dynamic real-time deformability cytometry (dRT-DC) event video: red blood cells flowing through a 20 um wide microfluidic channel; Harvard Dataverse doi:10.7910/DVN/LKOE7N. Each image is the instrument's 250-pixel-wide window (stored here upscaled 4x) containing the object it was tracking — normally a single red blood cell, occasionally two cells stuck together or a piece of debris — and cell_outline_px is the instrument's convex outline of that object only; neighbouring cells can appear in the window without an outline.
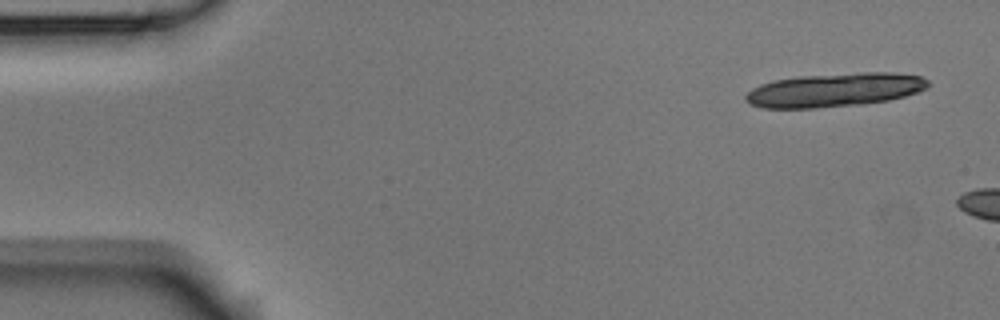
{"species": "Egyptian fruit bat (a non-hibernating species)", "species_latin": "Rousettus aegyptiacus", "temperature_condition": "room temperature", "stored_images_in_passage": 3, "camera_frame_rate_fps": 3000, "um_per_image_px": 0.085, "animal": {"sex": "male"}, "frame": {"image": 1, "passage_image": 1, "time_ms": 0.0, "image_size_px": [1000, 320], "cell_outline_px": [[928, 84], [924, 88], [916, 92], [904, 96], [888, 100], [860, 104], [816, 108], [760, 108], [748, 104], [744, 100], [744, 96], [752, 88], [760, 84], [772, 80], [800, 76], [864, 72], [892, 72], [920, 76], [928, 80]], "centroid_in_image_um": [70.86, 7.65], "position_along_channel_um": 14.1, "area_um2": 35.89}}